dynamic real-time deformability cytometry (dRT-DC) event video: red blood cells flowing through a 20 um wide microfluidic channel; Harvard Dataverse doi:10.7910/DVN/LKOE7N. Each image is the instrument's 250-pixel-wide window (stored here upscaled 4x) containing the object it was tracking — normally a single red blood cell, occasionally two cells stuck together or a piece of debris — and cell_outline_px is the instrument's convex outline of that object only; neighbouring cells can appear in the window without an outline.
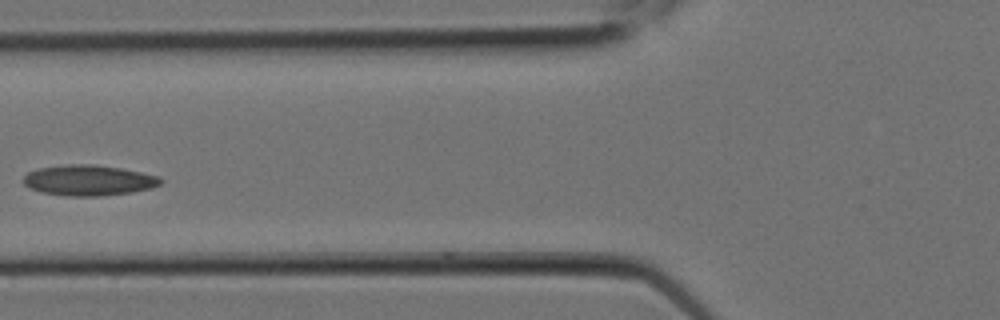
{"species": "Egyptian fruit bat (a non-hibernating species)", "species_latin": "Rousettus aegyptiacus", "temperature_condition": "room temperature", "stored_images_in_passage": 10, "camera_frame_rate_fps": 3000, "um_per_image_px": 0.085, "animal": {"sex": "female"}, "frame": {"image": 1, "passage_image": 7, "time_ms": 2.0, "image_size_px": [1000, 320], "cell_outline_px": [[164, 180], [160, 184], [152, 188], [132, 192], [100, 196], [68, 196], [40, 192], [28, 188], [24, 184], [24, 176], [28, 172], [40, 168], [64, 164], [96, 164], [120, 168], [160, 176]], "centroid_in_image_um": [7.54, 15.32], "position_along_channel_um": 118.3, "area_um2": 24.62}}
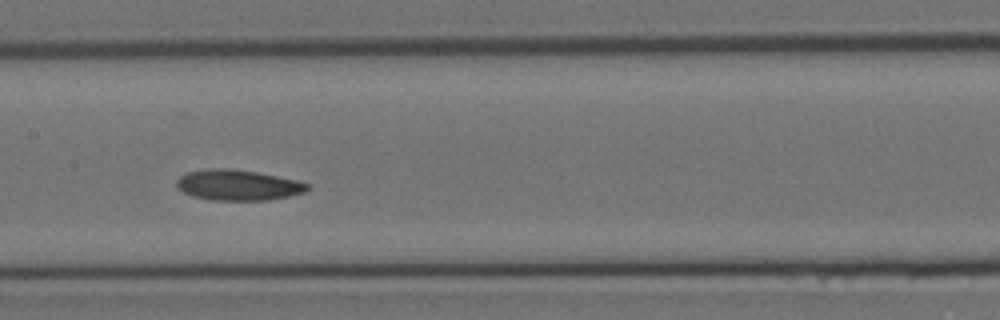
{"frame": {"image": 2, "passage_image": 9, "time_ms": 2.667, "image_size_px": [1000, 320], "cell_outline_px": [[308, 188], [304, 192], [288, 196], [268, 200], [212, 200], [192, 196], [176, 188], [176, 180], [184, 172], [212, 168], [228, 168], [256, 172], [296, 180], [308, 184]], "centroid_in_image_um": [20.16, 15.73], "position_along_channel_um": 187.2, "area_um2": 23.24}}
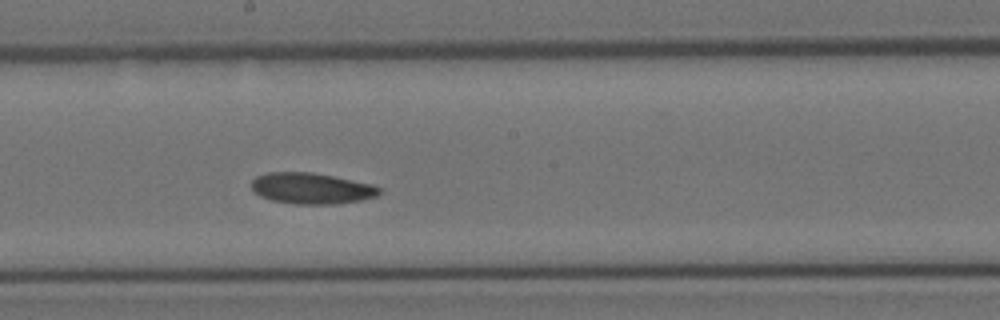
{"frame": {"image": 3, "passage_image": 10, "time_ms": 3.0, "image_size_px": [1000, 320], "cell_outline_px": [[380, 192], [376, 196], [360, 200], [332, 204], [296, 204], [272, 200], [260, 196], [252, 188], [252, 180], [256, 176], [268, 172], [312, 172], [336, 176], [372, 184], [380, 188]], "centroid_in_image_um": [26.47, 16.0], "position_along_channel_um": 221.7, "area_um2": 23.06}}